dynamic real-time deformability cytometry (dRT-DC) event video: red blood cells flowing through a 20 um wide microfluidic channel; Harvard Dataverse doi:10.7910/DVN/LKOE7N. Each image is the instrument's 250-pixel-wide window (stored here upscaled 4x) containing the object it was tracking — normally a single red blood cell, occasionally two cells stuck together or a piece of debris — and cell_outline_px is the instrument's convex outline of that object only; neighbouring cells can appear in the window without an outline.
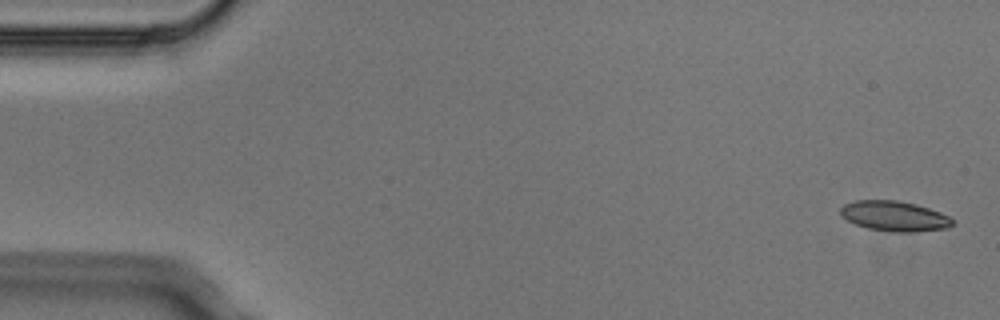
{"species": "Egyptian fruit bat (a non-hibernating species)", "species_latin": "Rousettus aegyptiacus", "temperature_condition": "cold", "stored_images_in_passage": 4, "camera_frame_rate_fps": 3000, "um_per_image_px": 0.085, "animal": {"sex": "male"}, "frame": {"image": 1, "passage_image": 1, "time_ms": 0.0, "image_size_px": [1000, 320], "cell_outline_px": [[956, 220], [948, 228], [912, 232], [892, 232], [868, 228], [856, 224], [848, 220], [840, 212], [840, 208], [844, 204], [856, 200], [896, 200], [916, 204], [940, 212]], "centroid_in_image_um": [76.05, 18.37], "position_along_channel_um": 8.9, "area_um2": 19.59}}
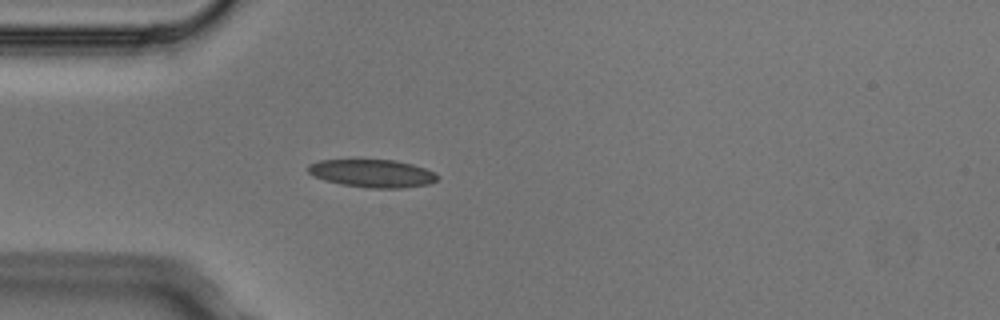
{"frame": {"image": 2, "passage_image": 4, "time_ms": 1.0, "image_size_px": [1000, 320], "cell_outline_px": [[440, 176], [436, 180], [428, 184], [404, 188], [368, 188], [340, 184], [324, 180], [312, 176], [308, 172], [308, 164], [320, 160], [396, 160], [412, 164], [424, 168]], "centroid_in_image_um": [31.62, 14.74], "position_along_channel_um": 53.4, "area_um2": 21.04}}